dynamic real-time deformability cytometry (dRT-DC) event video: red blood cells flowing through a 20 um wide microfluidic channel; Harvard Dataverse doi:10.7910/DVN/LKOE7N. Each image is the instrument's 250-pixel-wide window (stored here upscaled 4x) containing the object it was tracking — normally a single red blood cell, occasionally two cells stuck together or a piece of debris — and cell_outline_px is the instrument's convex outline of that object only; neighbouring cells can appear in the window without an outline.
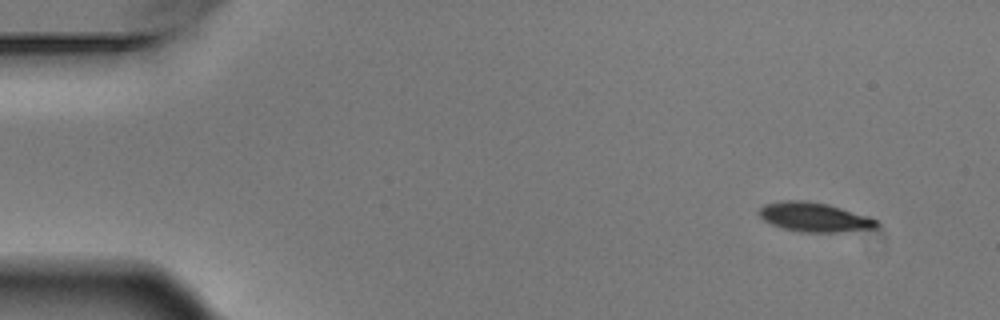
{"species": "Egyptian fruit bat (a non-hibernating species)", "species_latin": "Rousettus aegyptiacus", "temperature_condition": "warm", "stored_images_in_passage": 10, "camera_frame_rate_fps": 3000, "um_per_image_px": 0.085, "animal": {"sex": "male"}, "frame": {"image": 1, "passage_image": 1, "time_ms": 0.0, "image_size_px": [1000, 320], "cell_outline_px": [[880, 228], [836, 232], [800, 232], [784, 228], [772, 224], [764, 220], [756, 212], [764, 204], [780, 200], [804, 200], [828, 204], [868, 216], [876, 220], [880, 224]], "centroid_in_image_um": [69.22, 18.45], "position_along_channel_um": 15.8, "area_um2": 20.17}}
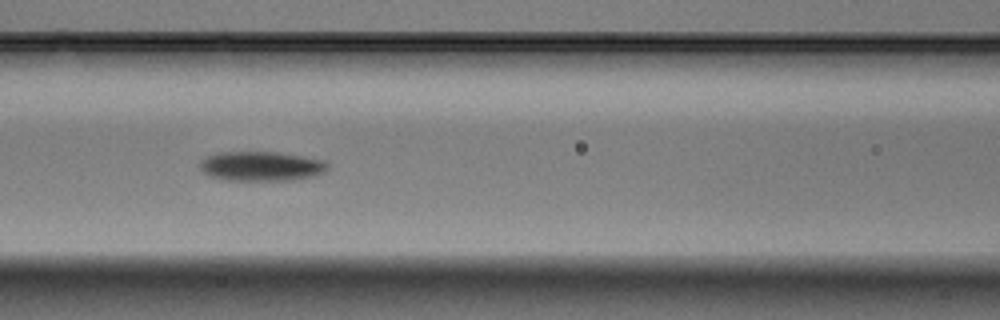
{"frame": {"image": 2, "passage_image": 6, "time_ms": 1.667, "image_size_px": [1000, 320], "cell_outline_px": [[328, 168], [324, 172], [312, 176], [296, 180], [224, 180], [208, 176], [200, 168], [200, 160], [208, 156], [220, 152], [276, 152], [328, 160]], "centroid_in_image_um": [22.22, 14.13], "position_along_channel_um": 144.4, "area_um2": 22.14}}
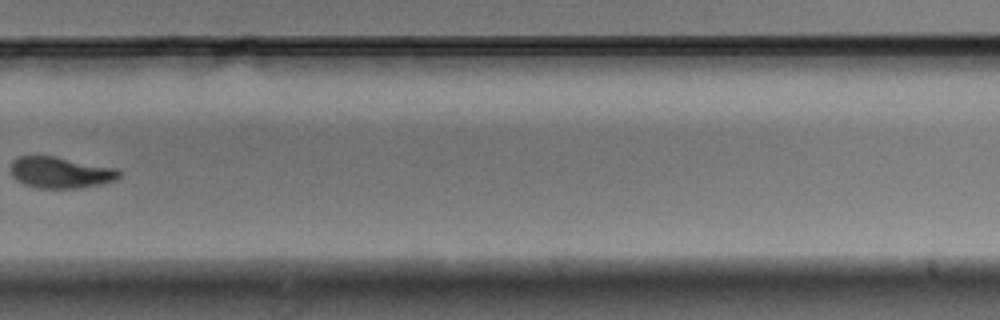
{"frame": {"image": 3, "passage_image": 10, "time_ms": 3.0, "image_size_px": [1000, 320], "cell_outline_px": [[120, 176], [116, 180], [100, 184], [80, 188], [36, 188], [24, 184], [16, 180], [12, 176], [12, 160], [20, 156], [52, 156], [116, 168], [120, 172]], "centroid_in_image_um": [5.13, 14.67], "position_along_channel_um": 324.7, "area_um2": 19.59}}